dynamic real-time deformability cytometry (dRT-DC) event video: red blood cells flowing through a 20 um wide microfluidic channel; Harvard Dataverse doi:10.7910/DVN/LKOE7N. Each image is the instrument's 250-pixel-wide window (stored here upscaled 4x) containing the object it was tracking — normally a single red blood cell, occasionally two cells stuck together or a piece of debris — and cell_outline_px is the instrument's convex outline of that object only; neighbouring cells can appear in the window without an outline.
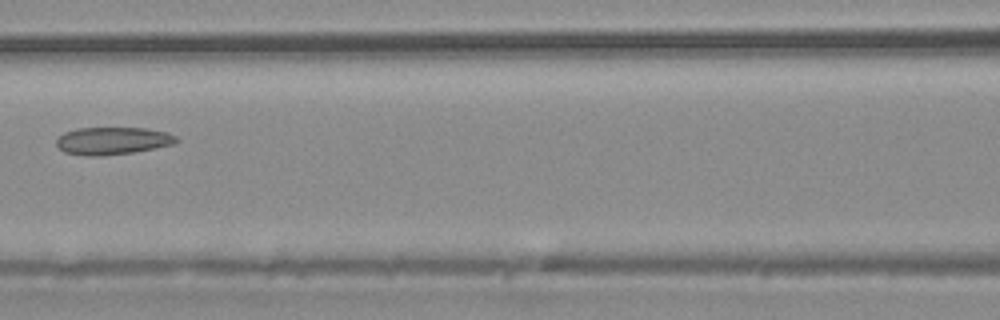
{"species": "common noctule bat (a hibernating species)", "species_latin": "Nyctalus noctula", "temperature_condition": "warm", "stored_images_in_passage": 3, "camera_frame_rate_fps": 3000, "um_per_image_px": 0.085, "animal": {"sex": "male", "body_mass_g": 20.4}, "frame": {"image": 1, "passage_image": 3, "time_ms": 2.0, "image_size_px": [1000, 320], "cell_outline_px": [[180, 140], [172, 144], [132, 152], [100, 156], [88, 156], [64, 152], [56, 144], [56, 140], [64, 132], [76, 128], [148, 128], [164, 132], [176, 136]], "centroid_in_image_um": [9.54, 11.96], "position_along_channel_um": 157.1, "area_um2": 19.02}}